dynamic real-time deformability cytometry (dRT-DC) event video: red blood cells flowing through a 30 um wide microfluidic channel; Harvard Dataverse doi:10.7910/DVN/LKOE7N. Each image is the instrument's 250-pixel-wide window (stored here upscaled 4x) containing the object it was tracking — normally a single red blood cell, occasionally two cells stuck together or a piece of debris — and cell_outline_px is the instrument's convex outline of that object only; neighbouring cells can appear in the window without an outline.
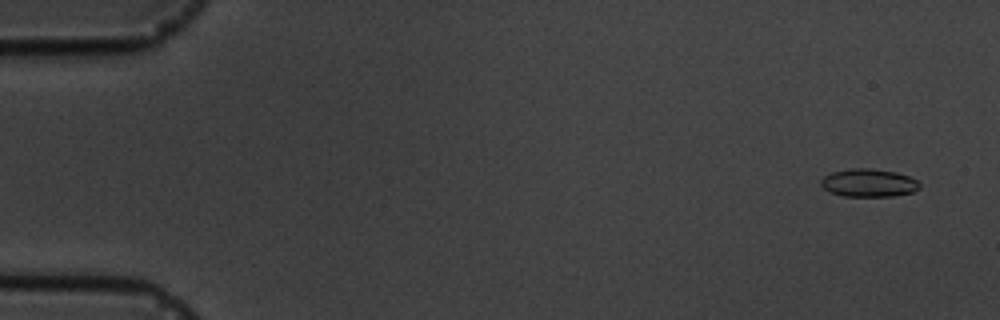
{"species": "common noctule bat (a hibernating species)", "species_latin": "Nyctalus noctula", "temperature_condition": "cold", "stored_images_in_passage": 5, "camera_frame_rate_fps": 3000, "um_per_image_px": 0.085, "animal": {"sex": "male", "body_mass_g": 19.5, "forearm_length_mm": 54.6}, "frame": {"image": 1, "passage_image": 1, "time_ms": 0.0, "image_size_px": [1000, 320], "cell_outline_px": [[920, 188], [912, 192], [892, 196], [844, 196], [828, 192], [820, 184], [820, 180], [824, 176], [832, 172], [852, 168], [868, 168], [896, 172], [908, 176], [916, 180], [920, 184]], "centroid_in_image_um": [73.81, 15.54], "position_along_channel_um": 11.2, "area_um2": 16.07}}
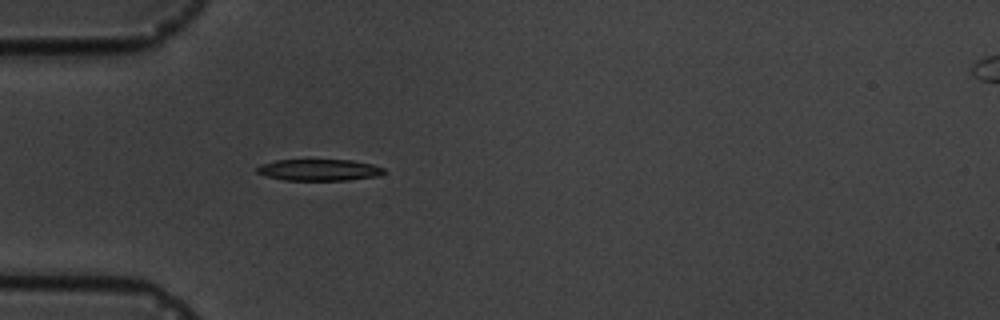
{"frame": {"image": 2, "passage_image": 5, "time_ms": 4.667, "image_size_px": [1000, 320], "cell_outline_px": [[384, 172], [380, 176], [348, 180], [284, 180], [268, 176], [256, 172], [256, 168], [260, 164], [276, 160], [352, 160], [372, 164], [384, 168]], "centroid_in_image_um": [27.13, 14.44], "position_along_channel_um": 57.9, "area_um2": 15.9}}